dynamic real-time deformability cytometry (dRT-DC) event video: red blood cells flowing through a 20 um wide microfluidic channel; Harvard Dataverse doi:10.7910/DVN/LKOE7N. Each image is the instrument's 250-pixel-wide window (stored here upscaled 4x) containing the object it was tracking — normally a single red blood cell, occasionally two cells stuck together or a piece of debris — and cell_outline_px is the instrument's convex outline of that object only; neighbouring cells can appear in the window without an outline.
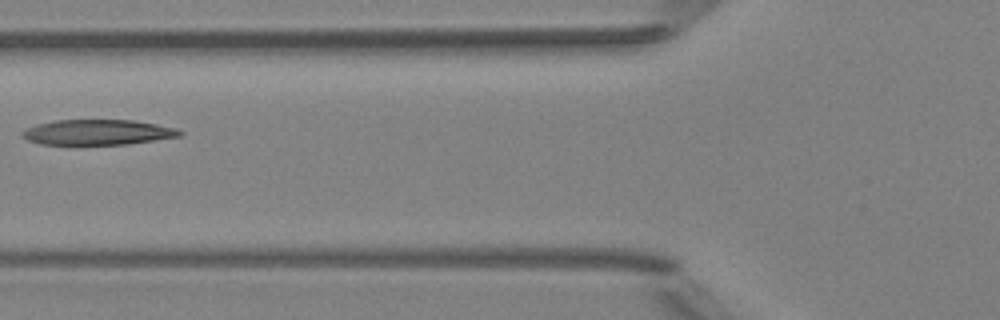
{"species": "Egyptian fruit bat (a non-hibernating species)", "species_latin": "Rousettus aegyptiacus", "temperature_condition": "room temperature", "stored_images_in_passage": 7, "camera_frame_rate_fps": 3000, "um_per_image_px": 0.085, "animal": {"sex": "female"}, "frame": {"image": 1, "passage_image": 6, "time_ms": 1.667, "image_size_px": [1000, 320], "cell_outline_px": [[184, 132], [180, 136], [128, 144], [76, 148], [40, 144], [28, 140], [20, 132], [36, 124], [56, 120], [132, 120], [156, 124], [176, 128]], "centroid_in_image_um": [8.24, 11.29], "position_along_channel_um": 117.6, "area_um2": 24.28}}
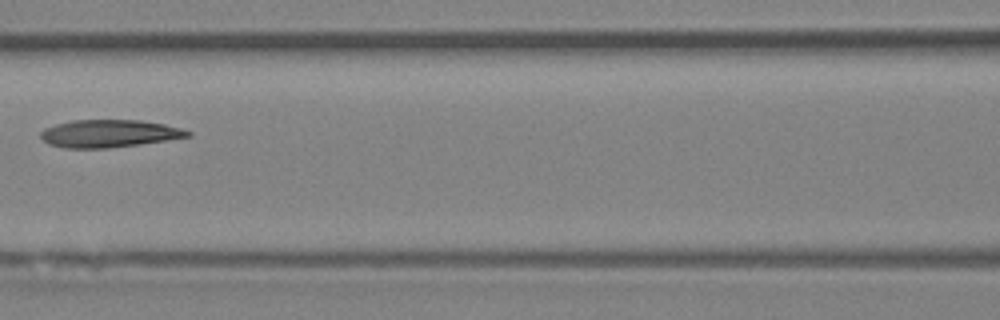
{"frame": {"image": 2, "passage_image": 7, "time_ms": 2.0, "image_size_px": [1000, 320], "cell_outline_px": [[192, 136], [140, 144], [108, 148], [64, 148], [48, 144], [40, 136], [40, 132], [44, 128], [56, 124], [72, 120], [140, 120], [164, 124], [180, 128], [192, 132]], "centroid_in_image_um": [9.26, 11.35], "position_along_channel_um": 157.3, "area_um2": 23.64}}